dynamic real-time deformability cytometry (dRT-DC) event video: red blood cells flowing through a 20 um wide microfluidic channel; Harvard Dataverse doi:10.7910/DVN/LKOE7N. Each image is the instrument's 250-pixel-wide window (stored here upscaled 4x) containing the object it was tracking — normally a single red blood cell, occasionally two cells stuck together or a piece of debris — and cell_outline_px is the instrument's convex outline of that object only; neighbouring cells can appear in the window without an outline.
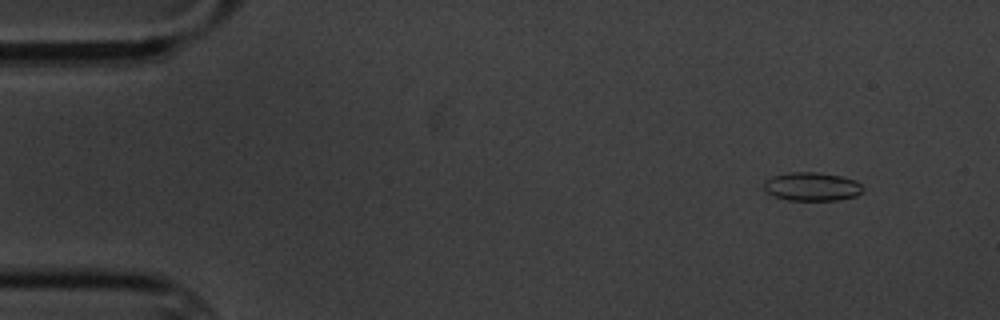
{"species": "common noctule bat (a hibernating species)", "species_latin": "Nyctalus noctula", "temperature_condition": "cold", "stored_images_in_passage": 15, "camera_frame_rate_fps": 3000, "um_per_image_px": 0.085, "animal": {"sex": "male", "body_mass_g": 20.1, "forearm_length_mm": 53.5}, "frame": {"image": 1, "passage_image": 2, "time_ms": 1.333, "image_size_px": [1000, 320], "cell_outline_px": [[864, 192], [856, 196], [836, 200], [788, 200], [772, 196], [764, 188], [764, 180], [772, 176], [788, 172], [816, 172], [840, 176], [856, 180], [864, 188]], "centroid_in_image_um": [69.01, 15.86], "position_along_channel_um": 16.0, "area_um2": 16.59}}
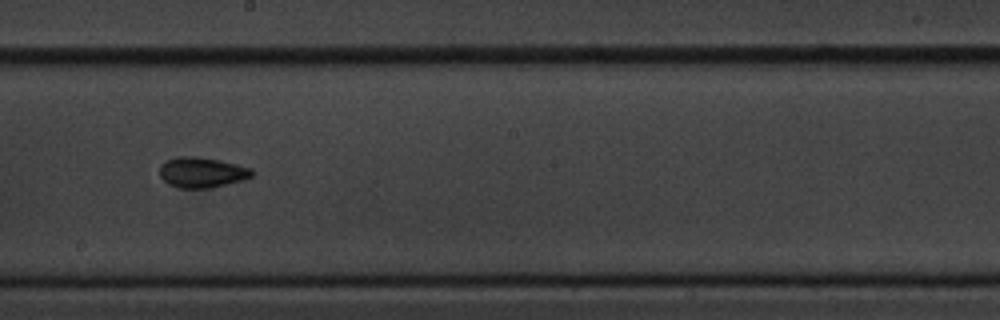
{"frame": {"image": 2, "passage_image": 9, "time_ms": 10.333, "image_size_px": [1000, 320], "cell_outline_px": [[252, 176], [244, 180], [212, 188], [180, 188], [168, 184], [160, 176], [160, 164], [168, 160], [180, 156], [192, 156], [220, 160], [252, 168]], "centroid_in_image_um": [17.17, 14.66], "position_along_channel_um": 231.0, "area_um2": 16.36}}
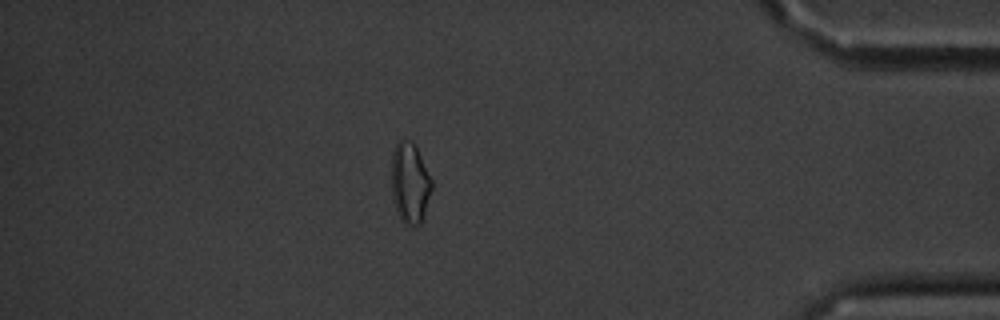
{"frame": {"image": 3, "passage_image": 14, "time_ms": 16.333, "image_size_px": [1000, 320], "cell_outline_px": [[432, 188], [424, 220], [420, 224], [408, 224], [400, 220], [396, 212], [392, 196], [392, 152], [396, 140], [404, 136], [412, 140], [432, 180]], "centroid_in_image_um": [34.83, 15.52], "position_along_channel_um": 400.4, "area_um2": 19.31}, "authors_computed_cell_mechanics": {"area_um2": 16.184, "velocity_mm_per_s": 3.4538, "shape_relaxation_time_tau1_ms": 3.9463, "shape_relaxation_time_tau2_ms": null, "deformation_change_tau1": 0.0669, "deformation_change_tau2": null}}